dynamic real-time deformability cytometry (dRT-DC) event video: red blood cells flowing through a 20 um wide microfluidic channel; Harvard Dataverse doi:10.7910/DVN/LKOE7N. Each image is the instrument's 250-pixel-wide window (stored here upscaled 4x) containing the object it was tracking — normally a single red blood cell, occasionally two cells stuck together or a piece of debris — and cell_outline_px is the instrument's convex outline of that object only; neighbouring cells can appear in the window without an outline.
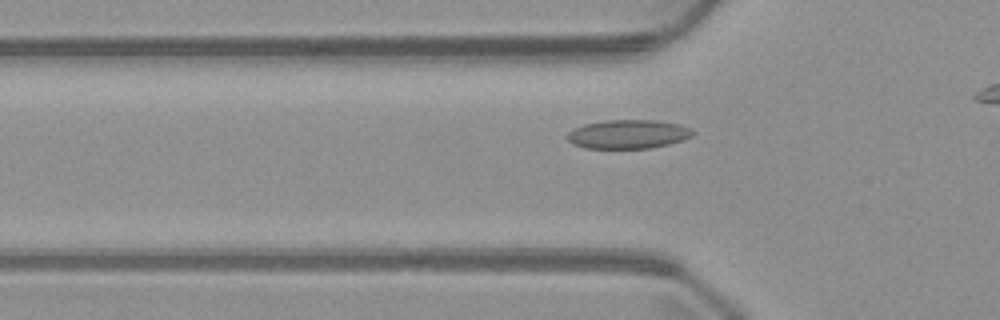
{"species": "common noctule bat (a hibernating species)", "species_latin": "Nyctalus noctula", "temperature_condition": "warm", "stored_images_in_passage": 32, "camera_frame_rate_fps": 3000, "um_per_image_px": 0.085, "animal": {"sex": "male", "body_mass_g": 23.1, "forearm_length_mm": 52.7}, "frame": {"image": 1, "passage_image": 7, "time_ms": 2.0, "image_size_px": [1000, 320], "cell_outline_px": [[696, 132], [692, 136], [684, 140], [652, 148], [584, 148], [572, 144], [568, 140], [568, 132], [584, 124], [604, 120], [656, 120], [680, 124], [692, 128]], "centroid_in_image_um": [53.44, 11.4], "position_along_channel_um": 72.4, "area_um2": 21.27}}
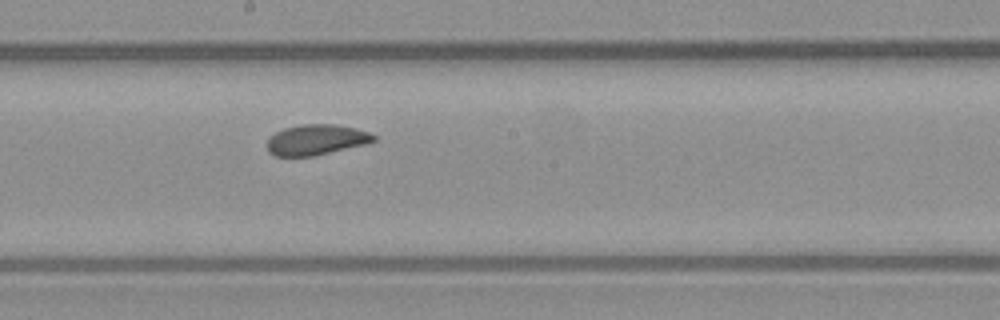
{"frame": {"image": 2, "passage_image": 18, "time_ms": 5.667, "image_size_px": [1000, 320], "cell_outline_px": [[376, 140], [368, 144], [312, 156], [276, 156], [268, 152], [268, 140], [276, 132], [284, 128], [300, 124], [336, 124], [356, 128], [372, 132], [376, 136]], "centroid_in_image_um": [26.94, 11.87], "position_along_channel_um": 221.3, "area_um2": 19.07}}
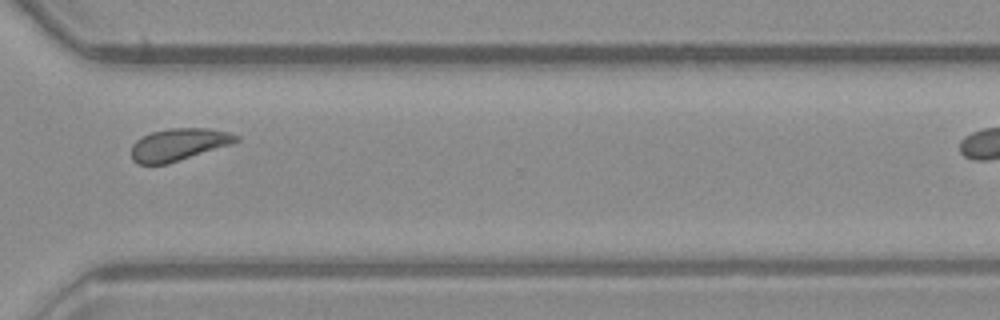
{"frame": {"image": 3, "passage_image": 28, "time_ms": 9.0, "image_size_px": [1000, 320], "cell_outline_px": [[240, 140], [232, 144], [168, 164], [136, 164], [132, 160], [132, 144], [136, 140], [152, 132], [168, 128], [208, 128], [228, 132], [240, 136]], "centroid_in_image_um": [15.2, 12.29], "position_along_channel_um": 355.4, "area_um2": 19.77}}